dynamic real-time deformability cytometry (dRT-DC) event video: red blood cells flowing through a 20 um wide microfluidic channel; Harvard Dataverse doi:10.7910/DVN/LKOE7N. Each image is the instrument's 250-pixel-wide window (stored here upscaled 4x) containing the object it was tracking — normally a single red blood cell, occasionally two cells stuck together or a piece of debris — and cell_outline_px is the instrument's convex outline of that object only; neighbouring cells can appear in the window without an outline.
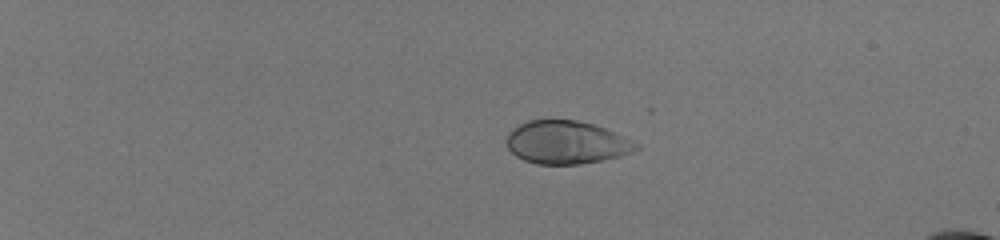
{"species": "human", "species_latin": "Homo sapiens", "temperature_condition": "room temperature", "stored_images_in_passage": 42, "camera_frame_rate_fps": 3000, "um_per_image_px": 0.085, "donor": {"sex": "male"}, "frame": {"image": 1, "passage_image": 1, "time_ms": 0.0, "image_size_px": [1000, 240], "cell_outline_px": [[640, 148], [632, 152], [620, 156], [604, 160], [580, 164], [536, 164], [524, 160], [516, 156], [508, 148], [504, 140], [508, 132], [512, 128], [528, 120], [576, 120], [592, 124], [604, 128], [640, 144]], "centroid_in_image_um": [48.11, 12.11], "position_along_channel_um": 36.9, "area_um2": 32.6}}
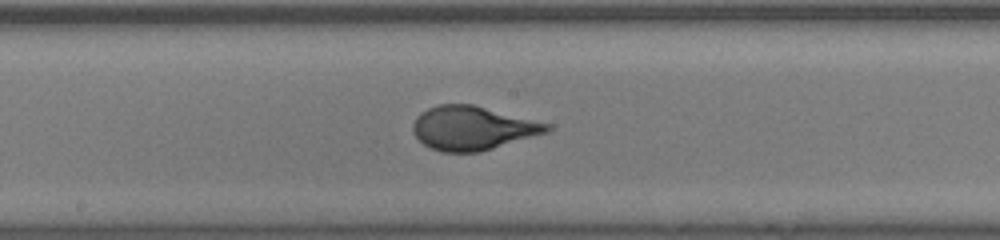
{"frame": {"image": 2, "passage_image": 22, "time_ms": 7.0, "image_size_px": [1000, 240], "cell_outline_px": [[552, 128], [548, 132], [480, 152], [440, 152], [424, 144], [412, 132], [412, 124], [416, 116], [420, 112], [428, 108], [440, 104], [472, 104], [552, 124]], "centroid_in_image_um": [40.17, 10.88], "position_along_channel_um": 208.0, "area_um2": 34.28}}
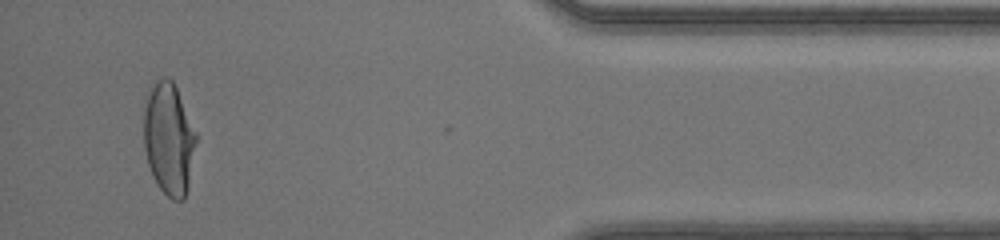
{"frame": {"image": 3, "passage_image": 40, "time_ms": 13.0, "image_size_px": [1000, 240], "cell_outline_px": [[200, 136], [188, 188], [184, 200], [172, 200], [156, 184], [152, 176], [148, 164], [144, 148], [140, 108], [144, 96], [148, 88], [160, 76], [168, 76], [172, 80]], "centroid_in_image_um": [14.33, 11.73], "position_along_channel_um": 420.9, "area_um2": 36.3}, "authors_computed_cell_mechanics": {"area_um2": 33.6685, "velocity_mm_per_s": 4.136, "shape_relaxation_time_tau1_ms": 3.2612, "shape_relaxation_time_tau2_ms": null, "deformation_change_tau1": 0.1948, "deformation_change_tau2": null}}